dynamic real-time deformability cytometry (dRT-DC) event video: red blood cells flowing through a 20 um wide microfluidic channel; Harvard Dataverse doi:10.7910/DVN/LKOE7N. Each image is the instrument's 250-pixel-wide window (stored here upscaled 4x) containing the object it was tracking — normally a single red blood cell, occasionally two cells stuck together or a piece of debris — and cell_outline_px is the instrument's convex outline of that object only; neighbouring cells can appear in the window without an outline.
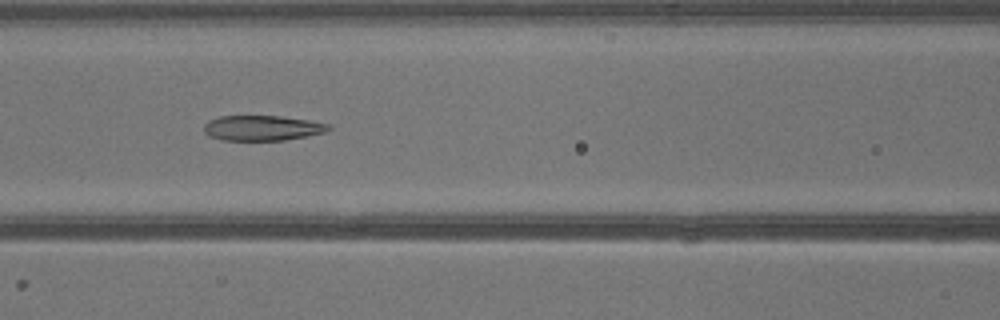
{"species": "common noctule bat (a hibernating species)", "species_latin": "Nyctalus noctula", "temperature_condition": "warm", "stored_images_in_passage": 29, "camera_frame_rate_fps": 3000, "um_per_image_px": 0.085, "animal": {"sex": "male", "body_mass_g": 13.3}, "frame": {"image": 1, "passage_image": 7, "time_ms": 2.0, "image_size_px": [1000, 320], "cell_outline_px": [[332, 128], [324, 132], [308, 136], [284, 140], [224, 140], [208, 136], [204, 132], [204, 124], [208, 120], [220, 116], [280, 116], [308, 120], [332, 124]], "centroid_in_image_um": [22.3, 10.88], "position_along_channel_um": 144.3, "area_um2": 18.38}}
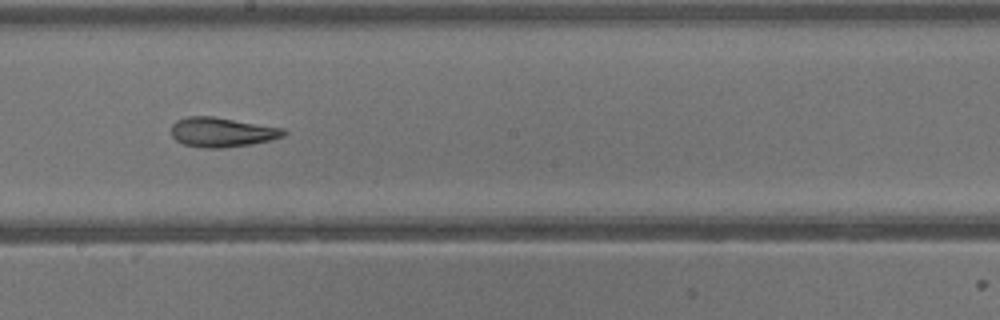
{"frame": {"image": 2, "passage_image": 12, "time_ms": 3.667, "image_size_px": [1000, 320], "cell_outline_px": [[288, 132], [284, 136], [272, 140], [252, 144], [224, 148], [204, 148], [184, 144], [176, 140], [172, 136], [172, 124], [176, 120], [188, 116], [212, 116], [284, 128]], "centroid_in_image_um": [18.89, 11.24], "position_along_channel_um": 229.3, "area_um2": 19.48}}
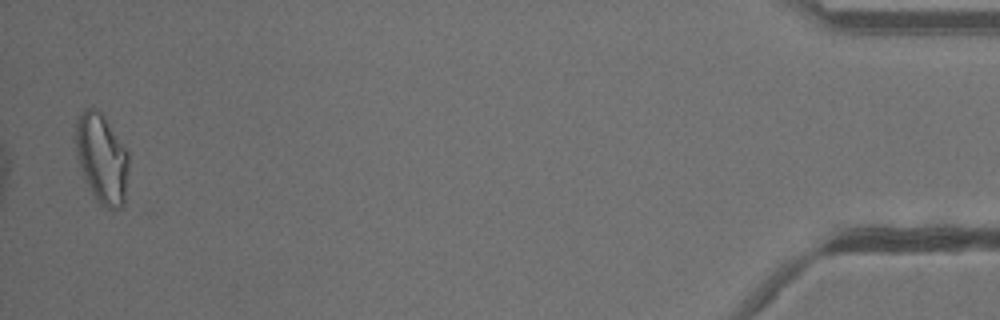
{"frame": {"image": 3, "passage_image": 29, "time_ms": 9.333, "image_size_px": [1000, 320], "cell_outline_px": [[128, 168], [124, 204], [120, 208], [112, 212], [104, 208], [96, 200], [80, 168], [72, 136], [76, 120], [80, 112], [88, 108], [92, 108], [100, 112], [104, 116], [128, 152]], "centroid_in_image_um": [8.62, 13.48], "position_along_channel_um": 426.6, "area_um2": 28.03}}